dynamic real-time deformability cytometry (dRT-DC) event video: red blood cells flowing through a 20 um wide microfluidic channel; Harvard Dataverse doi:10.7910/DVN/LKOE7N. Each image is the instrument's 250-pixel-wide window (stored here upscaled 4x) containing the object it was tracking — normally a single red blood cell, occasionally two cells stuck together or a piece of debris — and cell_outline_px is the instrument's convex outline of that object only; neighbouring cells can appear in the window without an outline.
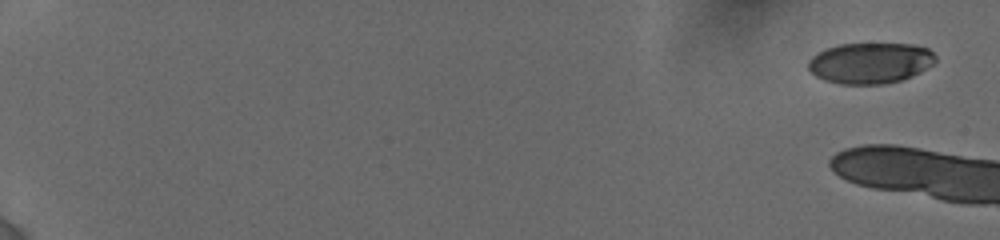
{"species": "human", "species_latin": "Homo sapiens", "temperature_condition": "cold", "stored_images_in_passage": 3, "camera_frame_rate_fps": 3000, "um_per_image_px": 0.085, "donor": {"sex": "female"}, "frame": {"image": 1, "passage_image": 1, "time_ms": 0.0, "image_size_px": [1000, 240], "cell_outline_px": [[936, 60], [932, 64], [920, 72], [912, 76], [900, 80], [884, 84], [840, 84], [824, 80], [816, 76], [808, 68], [808, 60], [812, 56], [828, 48], [840, 44], [908, 44], [928, 48], [936, 56]], "centroid_in_image_um": [73.97, 5.36], "position_along_channel_um": 11.0, "area_um2": 30.11}}